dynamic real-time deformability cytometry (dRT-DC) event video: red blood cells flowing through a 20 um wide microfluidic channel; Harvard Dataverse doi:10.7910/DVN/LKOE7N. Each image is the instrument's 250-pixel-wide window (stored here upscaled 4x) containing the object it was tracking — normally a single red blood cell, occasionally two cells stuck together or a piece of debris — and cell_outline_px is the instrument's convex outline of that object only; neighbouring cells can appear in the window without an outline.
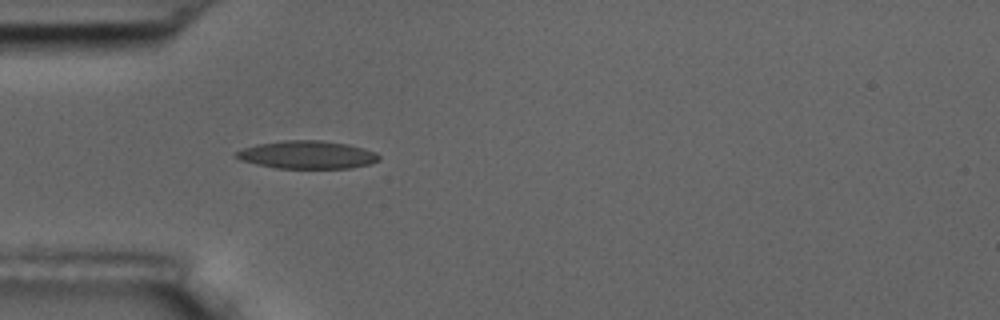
{"species": "common noctule bat (a hibernating species)", "species_latin": "Nyctalus noctula", "temperature_condition": "room temperature", "stored_images_in_passage": 3, "camera_frame_rate_fps": 3000, "um_per_image_px": 0.085, "animal": {"sex": "male", "body_mass_g": 17.5, "forearm_length_mm": 52.3}, "frame": {"image": 1, "passage_image": 3, "time_ms": 2.333, "image_size_px": [1000, 320], "cell_outline_px": [[380, 160], [372, 164], [348, 168], [276, 168], [256, 164], [240, 160], [236, 156], [236, 152], [244, 148], [260, 144], [284, 140], [320, 140], [348, 144], [364, 148], [376, 152], [380, 156]], "centroid_in_image_um": [26.17, 13.16], "position_along_channel_um": 58.8, "area_um2": 23.18}}